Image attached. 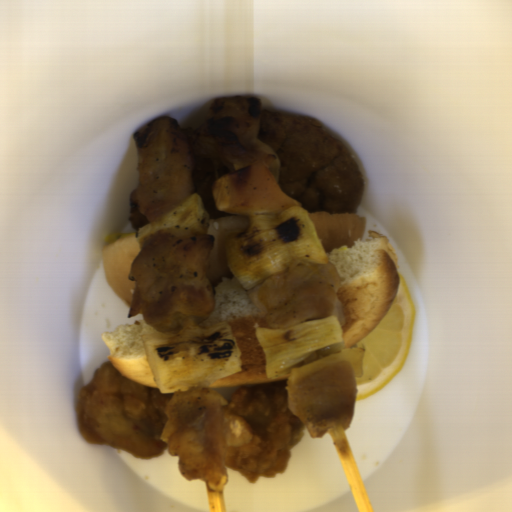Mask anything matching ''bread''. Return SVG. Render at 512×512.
Segmentation results:
<instances>
[{
    "label": "bread",
    "mask_w": 512,
    "mask_h": 512,
    "mask_svg": "<svg viewBox=\"0 0 512 512\" xmlns=\"http://www.w3.org/2000/svg\"><path fill=\"white\" fill-rule=\"evenodd\" d=\"M340 283L332 316L338 318L344 350H350L384 319L399 290L391 239L369 231L356 213L307 212Z\"/></svg>",
    "instance_id": "8d2b1439"
},
{
    "label": "bread",
    "mask_w": 512,
    "mask_h": 512,
    "mask_svg": "<svg viewBox=\"0 0 512 512\" xmlns=\"http://www.w3.org/2000/svg\"><path fill=\"white\" fill-rule=\"evenodd\" d=\"M250 216L234 214L209 220L206 232L214 238L210 278L215 306L198 327L227 323L241 350V370L211 383L205 389L252 388L287 384L291 369L280 376L266 377V355L256 337L257 328L270 327L254 305L249 291L232 273L226 257L227 245L247 230Z\"/></svg>",
    "instance_id": "cb027b5d"
},
{
    "label": "bread",
    "mask_w": 512,
    "mask_h": 512,
    "mask_svg": "<svg viewBox=\"0 0 512 512\" xmlns=\"http://www.w3.org/2000/svg\"><path fill=\"white\" fill-rule=\"evenodd\" d=\"M153 332L157 331L143 318L123 324L114 333H103L101 340L109 352L106 362H111L123 377L160 390L142 338Z\"/></svg>",
    "instance_id": "b6be36c0"
},
{
    "label": "bread",
    "mask_w": 512,
    "mask_h": 512,
    "mask_svg": "<svg viewBox=\"0 0 512 512\" xmlns=\"http://www.w3.org/2000/svg\"><path fill=\"white\" fill-rule=\"evenodd\" d=\"M140 249V242L135 232L124 234L103 245L101 251L106 283L129 308L135 292V282L129 280L128 276Z\"/></svg>",
    "instance_id": "2504dc21"
}]
</instances>
